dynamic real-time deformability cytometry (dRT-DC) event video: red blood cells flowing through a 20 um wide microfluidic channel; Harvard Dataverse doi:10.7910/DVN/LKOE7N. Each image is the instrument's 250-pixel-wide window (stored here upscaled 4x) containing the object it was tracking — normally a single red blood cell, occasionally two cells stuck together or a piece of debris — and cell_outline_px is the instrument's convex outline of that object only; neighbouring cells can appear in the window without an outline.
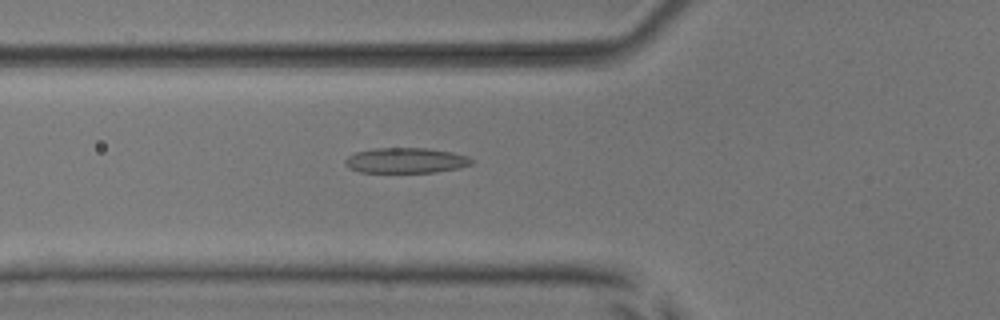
{"species": "common noctule bat (a hibernating species)", "species_latin": "Nyctalus noctula", "temperature_condition": "room temperature", "stored_images_in_passage": 44, "camera_frame_rate_fps": 3000, "um_per_image_px": 0.085, "animal": {"sex": "male", "body_mass_g": 17.9, "forearm_length_mm": 54.2}, "frame": {"image": 1, "passage_image": 10, "time_ms": 3.0, "image_size_px": [1000, 320], "cell_outline_px": [[476, 160], [472, 164], [460, 168], [436, 172], [360, 172], [348, 168], [344, 164], [344, 160], [348, 156], [356, 152], [372, 148], [428, 148], [452, 152], [468, 156]], "centroid_in_image_um": [34.52, 13.63], "position_along_channel_um": 91.3, "area_um2": 18.9}}
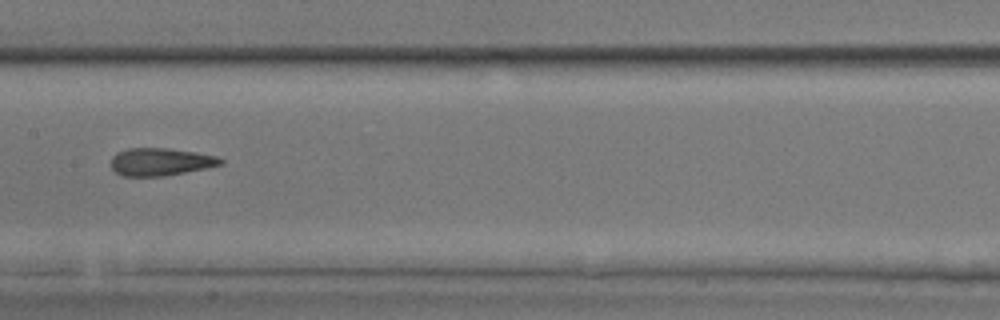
{"frame": {"image": 2, "passage_image": 18, "time_ms": 5.667, "image_size_px": [1000, 320], "cell_outline_px": [[224, 164], [164, 176], [124, 176], [116, 172], [112, 168], [112, 156], [116, 152], [128, 148], [168, 148], [196, 152], [216, 156], [224, 160]], "centroid_in_image_um": [13.64, 13.74], "position_along_channel_um": 193.8, "area_um2": 17.57}}
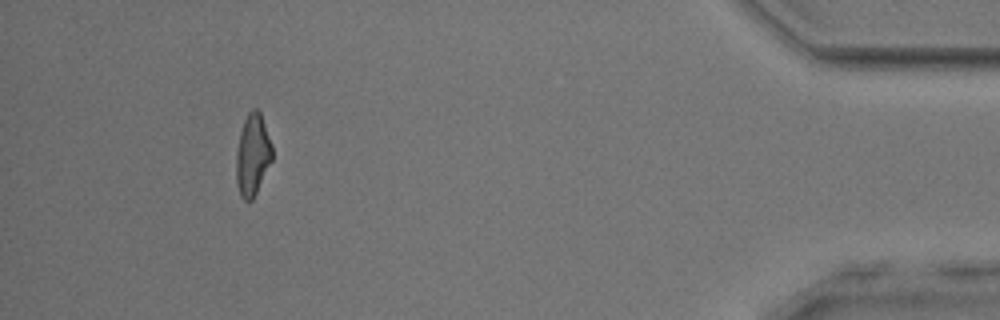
{"frame": {"image": 3, "passage_image": 40, "time_ms": 13.0, "image_size_px": [1000, 320], "cell_outline_px": [[272, 160], [252, 200], [244, 200], [240, 196], [236, 184], [236, 152], [240, 132], [244, 120], [248, 112], [252, 108], [256, 108], [260, 112], [272, 144]], "centroid_in_image_um": [21.46, 13.15], "position_along_channel_um": 413.7, "area_um2": 17.11}, "authors_computed_cell_mechanics": {"area_um2": 17.8313, "velocity_mm_per_s": 3.8328, "shape_relaxation_time_tau1_ms": 6.473, "shape_relaxation_time_tau2_ms": 2.0481, "deformation_change_tau1": 0.1679, "deformation_change_tau2": 0.1283}}